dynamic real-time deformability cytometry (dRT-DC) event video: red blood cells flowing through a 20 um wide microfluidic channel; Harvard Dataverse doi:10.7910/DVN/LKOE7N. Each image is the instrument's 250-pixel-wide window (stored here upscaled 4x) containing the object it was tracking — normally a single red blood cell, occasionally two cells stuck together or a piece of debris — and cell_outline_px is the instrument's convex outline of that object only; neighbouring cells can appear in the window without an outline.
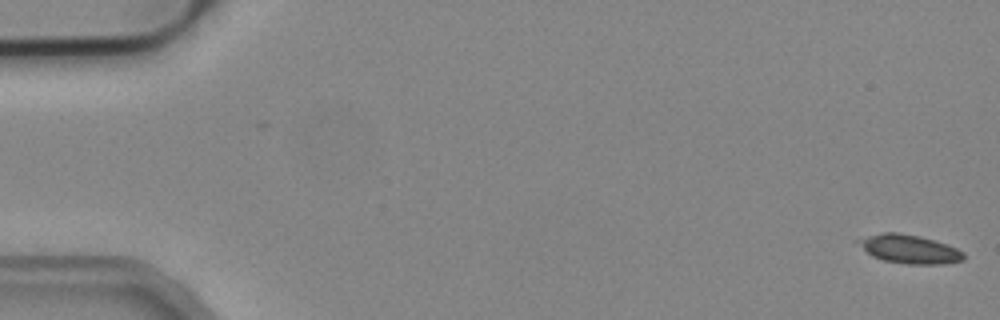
{"species": "common noctule bat (a hibernating species)", "species_latin": "Nyctalus noctula", "temperature_condition": "cold", "stored_images_in_passage": 6, "segment_of_instrument_passage": [1, 2], "camera_frame_rate_fps": 3000, "um_per_image_px": 0.085, "animal": {"sex": "male", "body_mass_g": 19.2, "forearm_length_mm": 51.8}, "frame": {"image": 1, "passage_image": 1, "time_ms": 0.0, "image_size_px": [1000, 320], "cell_outline_px": [[964, 260], [944, 264], [908, 264], [884, 260], [872, 256], [856, 240], [868, 236], [884, 232], [896, 232], [916, 236], [932, 240], [956, 248], [964, 252]], "centroid_in_image_um": [77.33, 21.19], "position_along_channel_um": 7.7, "area_um2": 17.11}}
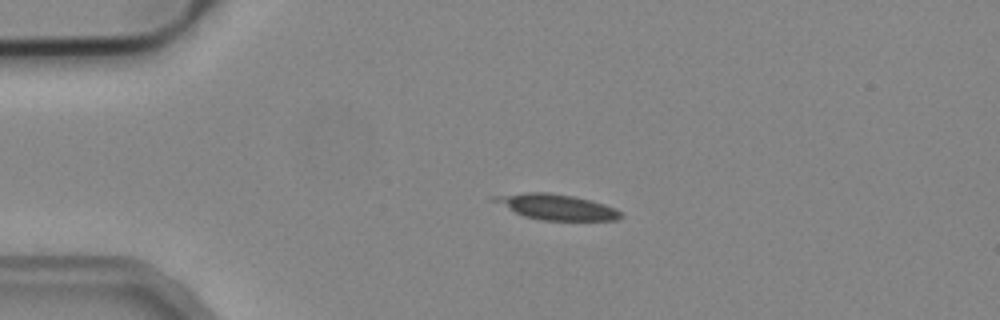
{"frame": {"image": 2, "passage_image": 4, "time_ms": 1.0, "image_size_px": [1000, 320], "cell_outline_px": [[624, 216], [616, 220], [540, 220], [524, 216], [488, 200], [488, 196], [528, 192], [548, 192], [572, 196], [604, 204], [616, 208]], "centroid_in_image_um": [47.22, 17.58], "position_along_channel_um": 37.8, "area_um2": 18.9}}